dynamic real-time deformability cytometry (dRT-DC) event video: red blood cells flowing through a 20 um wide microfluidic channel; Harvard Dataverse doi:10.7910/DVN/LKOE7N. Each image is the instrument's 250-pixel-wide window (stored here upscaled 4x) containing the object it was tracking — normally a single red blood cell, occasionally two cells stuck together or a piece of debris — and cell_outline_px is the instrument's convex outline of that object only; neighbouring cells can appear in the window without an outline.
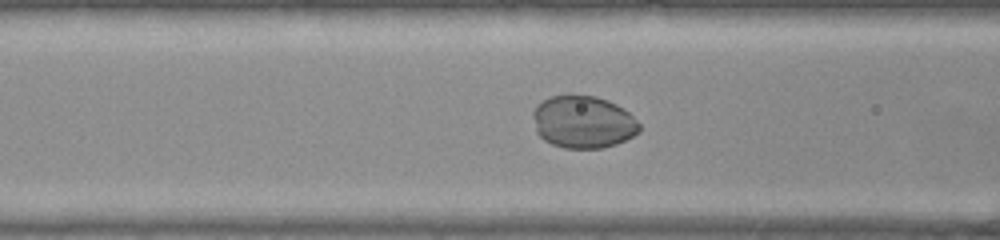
{"species": "common noctule bat (a hibernating species)", "species_latin": "Nyctalus noctula", "temperature_condition": "warm", "stored_images_in_passage": 38, "camera_frame_rate_fps": 3000, "um_per_image_px": 0.085, "animal": {"sex": "female", "body_mass_g": 22.0, "forearm_length_mm": 56.7}, "frame": {"image": 1, "passage_image": 5, "time_ms": 1.333, "image_size_px": [1000, 240], "cell_outline_px": [[640, 132], [616, 144], [604, 148], [564, 148], [552, 144], [544, 140], [536, 132], [532, 116], [532, 112], [536, 104], [552, 96], [596, 96], [608, 100], [624, 108], [640, 124]], "centroid_in_image_um": [49.56, 10.38], "position_along_channel_um": 117.0, "area_um2": 32.54}}
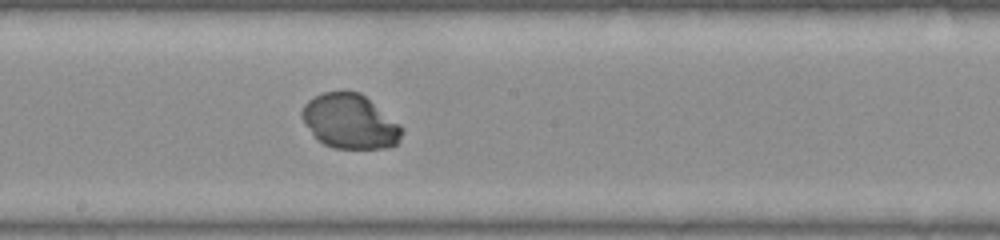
{"frame": {"image": 2, "passage_image": 13, "time_ms": 4.0, "image_size_px": [1000, 240], "cell_outline_px": [[404, 128], [400, 140], [396, 144], [388, 148], [332, 148], [316, 140], [304, 124], [300, 116], [300, 112], [304, 104], [308, 100], [324, 92], [360, 92], [400, 124]], "centroid_in_image_um": [29.72, 10.34], "position_along_channel_um": 218.5, "area_um2": 31.91}}
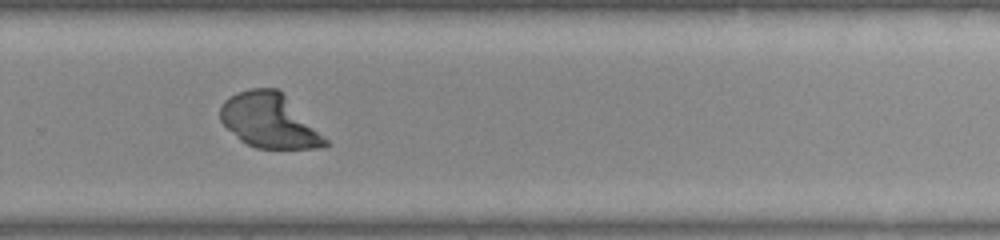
{"frame": {"image": 3, "passage_image": 20, "time_ms": 6.333, "image_size_px": [1000, 240], "cell_outline_px": [[332, 144], [324, 148], [256, 148], [240, 140], [220, 120], [220, 104], [224, 100], [236, 92], [248, 88], [276, 88]], "centroid_in_image_um": [22.86, 10.27], "position_along_channel_um": 306.9, "area_um2": 32.77}}